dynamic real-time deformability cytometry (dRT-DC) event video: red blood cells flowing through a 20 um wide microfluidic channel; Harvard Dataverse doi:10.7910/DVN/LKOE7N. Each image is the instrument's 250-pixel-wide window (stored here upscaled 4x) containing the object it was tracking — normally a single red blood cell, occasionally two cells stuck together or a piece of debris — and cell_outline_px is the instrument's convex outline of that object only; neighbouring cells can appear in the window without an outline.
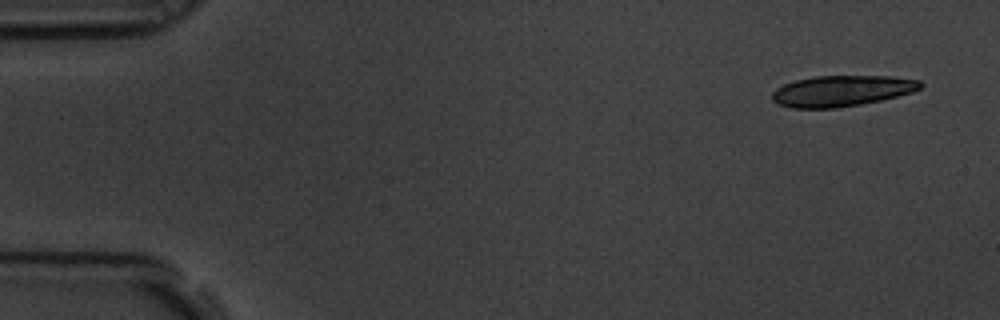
{"species": "common noctule bat (a hibernating species)", "species_latin": "Nyctalus noctula", "temperature_condition": "room temperature", "stored_images_in_passage": 4, "camera_frame_rate_fps": 3000, "um_per_image_px": 0.085, "animal": {"sex": "male", "body_mass_g": 19.5, "forearm_length_mm": 54.6}, "frame": {"image": 1, "passage_image": 1, "time_ms": 0.0, "image_size_px": [1000, 320], "cell_outline_px": [[924, 84], [920, 88], [912, 92], [880, 100], [860, 104], [836, 108], [792, 108], [780, 104], [772, 100], [772, 92], [776, 88], [784, 84], [796, 80], [812, 76], [892, 76], [920, 80]], "centroid_in_image_um": [71.54, 7.72], "position_along_channel_um": 13.5, "area_um2": 26.65}}